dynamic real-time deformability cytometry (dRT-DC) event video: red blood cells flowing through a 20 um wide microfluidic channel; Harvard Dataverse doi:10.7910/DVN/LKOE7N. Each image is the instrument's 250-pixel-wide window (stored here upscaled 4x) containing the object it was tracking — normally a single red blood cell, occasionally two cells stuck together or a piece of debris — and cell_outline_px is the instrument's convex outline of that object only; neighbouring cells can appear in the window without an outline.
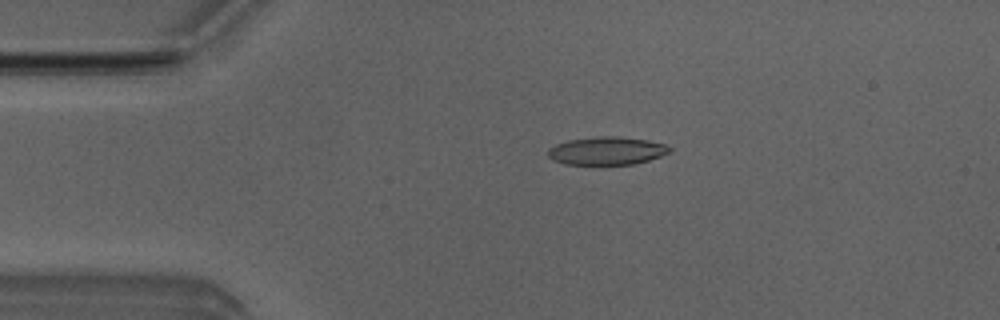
{"species": "Egyptian fruit bat (a non-hibernating species)", "species_latin": "Rousettus aegyptiacus", "temperature_condition": "room temperature", "stored_images_in_passage": 2, "camera_frame_rate_fps": 3000, "um_per_image_px": 0.085, "animal": {"sex": "male"}, "frame": {"image": 1, "passage_image": 2, "time_ms": 1.333, "image_size_px": [1000, 320], "cell_outline_px": [[672, 152], [648, 160], [632, 164], [564, 164], [552, 160], [548, 156], [548, 148], [556, 144], [568, 140], [596, 136], [620, 136], [648, 140], [664, 144], [672, 148]], "centroid_in_image_um": [51.57, 12.81], "position_along_channel_um": 33.4, "area_um2": 19.94}}